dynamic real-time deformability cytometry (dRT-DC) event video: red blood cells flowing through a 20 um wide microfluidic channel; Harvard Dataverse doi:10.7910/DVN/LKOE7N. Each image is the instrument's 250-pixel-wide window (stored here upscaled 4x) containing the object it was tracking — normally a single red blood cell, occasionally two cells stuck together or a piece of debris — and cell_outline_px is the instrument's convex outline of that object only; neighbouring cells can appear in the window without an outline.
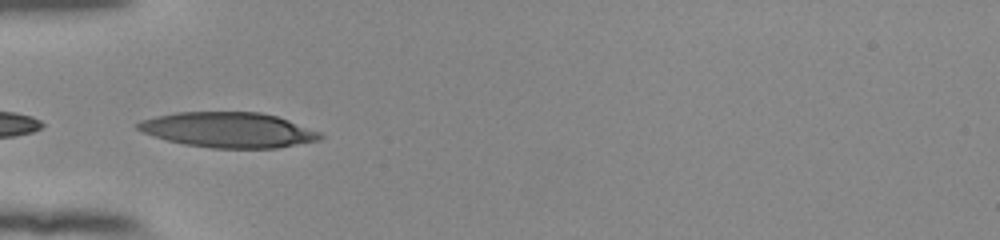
{"species": "human", "species_latin": "Homo sapiens", "temperature_condition": "room temperature", "stored_images_in_passage": 8, "camera_frame_rate_fps": 3000, "um_per_image_px": 0.085, "donor": {"sex": "female"}, "frame": {"image": 1, "passage_image": 1, "time_ms": 0.0, "image_size_px": [1000, 240], "cell_outline_px": [[324, 136], [320, 140], [276, 148], [212, 148], [184, 144], [168, 140], [144, 132], [136, 128], [136, 124], [140, 120], [156, 116], [176, 112], [260, 112], [276, 116], [288, 120], [320, 132]], "centroid_in_image_um": [19.42, 11.04], "position_along_channel_um": 65.6, "area_um2": 37.22}}
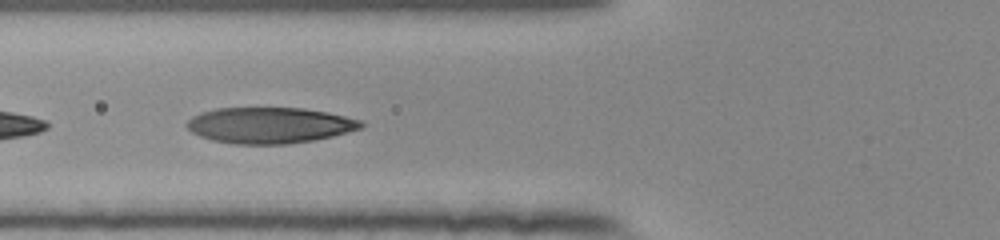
{"frame": {"image": 2, "passage_image": 4, "time_ms": 1.0, "image_size_px": [1000, 240], "cell_outline_px": [[364, 128], [332, 136], [312, 140], [288, 144], [236, 144], [212, 140], [200, 136], [192, 132], [184, 124], [192, 116], [200, 112], [216, 108], [304, 108], [328, 112], [360, 120], [364, 124]], "centroid_in_image_um": [22.9, 10.64], "position_along_channel_um": 102.9, "area_um2": 36.59}}